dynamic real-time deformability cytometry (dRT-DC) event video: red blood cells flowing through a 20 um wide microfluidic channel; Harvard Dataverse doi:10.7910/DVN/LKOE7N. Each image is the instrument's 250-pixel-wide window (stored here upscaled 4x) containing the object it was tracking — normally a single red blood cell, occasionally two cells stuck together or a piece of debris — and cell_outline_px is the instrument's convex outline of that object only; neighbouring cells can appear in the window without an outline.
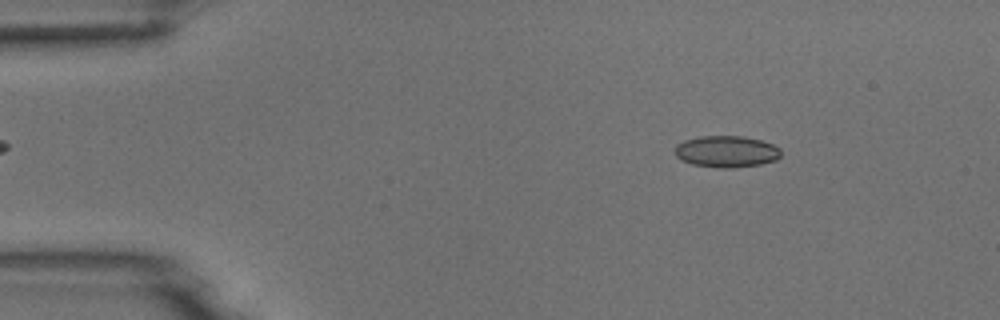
{"species": "common noctule bat (a hibernating species)", "species_latin": "Nyctalus noctula", "temperature_condition": "room temperature", "stored_images_in_passage": 5, "camera_frame_rate_fps": 3000, "um_per_image_px": 0.085, "animal": {"sex": "male", "body_mass_g": 18.8}, "frame": {"image": 1, "passage_image": 2, "time_ms": 1.0, "image_size_px": [1000, 320], "cell_outline_px": [[780, 156], [776, 160], [760, 164], [732, 168], [716, 168], [692, 164], [680, 160], [676, 156], [676, 144], [684, 140], [700, 136], [744, 136], [760, 140], [772, 144], [780, 148]], "centroid_in_image_um": [61.73, 12.88], "position_along_channel_um": 23.3, "area_um2": 19.59}}
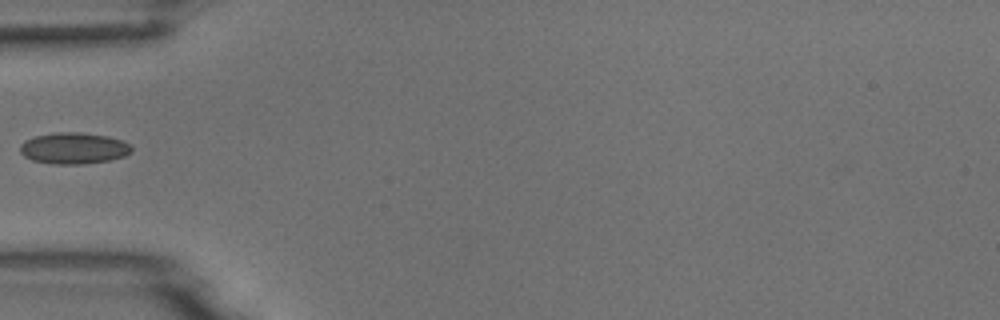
{"frame": {"image": 2, "passage_image": 5, "time_ms": 4.333, "image_size_px": [1000, 320], "cell_outline_px": [[132, 152], [124, 156], [112, 160], [84, 164], [52, 164], [32, 160], [24, 156], [20, 152], [20, 144], [24, 140], [36, 136], [56, 132], [80, 132], [108, 136], [120, 140], [128, 144], [132, 148]], "centroid_in_image_um": [6.25, 12.6], "position_along_channel_um": 78.7, "area_um2": 20.46}}